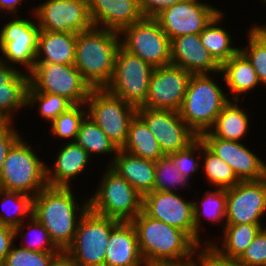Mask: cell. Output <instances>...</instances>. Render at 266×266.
<instances>
[{"instance_id":"6da1fadb","label":"cell","mask_w":266,"mask_h":266,"mask_svg":"<svg viewBox=\"0 0 266 266\" xmlns=\"http://www.w3.org/2000/svg\"><path fill=\"white\" fill-rule=\"evenodd\" d=\"M73 190L47 185L33 197L32 216L46 228L61 251L73 243L78 223L89 209V197L84 196L83 203L77 202Z\"/></svg>"},{"instance_id":"7a4b0ae2","label":"cell","mask_w":266,"mask_h":266,"mask_svg":"<svg viewBox=\"0 0 266 266\" xmlns=\"http://www.w3.org/2000/svg\"><path fill=\"white\" fill-rule=\"evenodd\" d=\"M131 222L145 265L193 259L202 250L184 231L152 219L143 211Z\"/></svg>"},{"instance_id":"3957f363","label":"cell","mask_w":266,"mask_h":266,"mask_svg":"<svg viewBox=\"0 0 266 266\" xmlns=\"http://www.w3.org/2000/svg\"><path fill=\"white\" fill-rule=\"evenodd\" d=\"M120 46V33L113 30L93 26L76 34L74 66L92 89H103L110 83Z\"/></svg>"},{"instance_id":"277c9868","label":"cell","mask_w":266,"mask_h":266,"mask_svg":"<svg viewBox=\"0 0 266 266\" xmlns=\"http://www.w3.org/2000/svg\"><path fill=\"white\" fill-rule=\"evenodd\" d=\"M219 74L221 77L217 76ZM214 76L213 73L192 74L179 110L180 117L197 136L214 126L217 116L230 101L226 90L223 91L214 80L224 78L222 72H216Z\"/></svg>"},{"instance_id":"5b68a950","label":"cell","mask_w":266,"mask_h":266,"mask_svg":"<svg viewBox=\"0 0 266 266\" xmlns=\"http://www.w3.org/2000/svg\"><path fill=\"white\" fill-rule=\"evenodd\" d=\"M21 136L6 155L0 174V189L35 197L47 186L46 163Z\"/></svg>"},{"instance_id":"8992f818","label":"cell","mask_w":266,"mask_h":266,"mask_svg":"<svg viewBox=\"0 0 266 266\" xmlns=\"http://www.w3.org/2000/svg\"><path fill=\"white\" fill-rule=\"evenodd\" d=\"M103 172L94 194L89 196V209L120 222H131L142 211L143 197L109 166Z\"/></svg>"},{"instance_id":"52a82bcc","label":"cell","mask_w":266,"mask_h":266,"mask_svg":"<svg viewBox=\"0 0 266 266\" xmlns=\"http://www.w3.org/2000/svg\"><path fill=\"white\" fill-rule=\"evenodd\" d=\"M119 222L88 209L78 223L73 243L65 252L78 266H104L110 233Z\"/></svg>"},{"instance_id":"ba28073f","label":"cell","mask_w":266,"mask_h":266,"mask_svg":"<svg viewBox=\"0 0 266 266\" xmlns=\"http://www.w3.org/2000/svg\"><path fill=\"white\" fill-rule=\"evenodd\" d=\"M86 107L87 115L121 149L127 140L129 126L137 114V108L105 88L92 89L86 100Z\"/></svg>"},{"instance_id":"9c48e42d","label":"cell","mask_w":266,"mask_h":266,"mask_svg":"<svg viewBox=\"0 0 266 266\" xmlns=\"http://www.w3.org/2000/svg\"><path fill=\"white\" fill-rule=\"evenodd\" d=\"M30 12L33 15L31 18H23L22 15L11 16L10 21L3 24L0 30V60L18 69L22 66L28 74L36 63L40 33L36 17L32 19L33 9H30Z\"/></svg>"},{"instance_id":"30bf717a","label":"cell","mask_w":266,"mask_h":266,"mask_svg":"<svg viewBox=\"0 0 266 266\" xmlns=\"http://www.w3.org/2000/svg\"><path fill=\"white\" fill-rule=\"evenodd\" d=\"M153 71L154 67L120 46L115 57L112 79L105 89L139 108L147 99Z\"/></svg>"},{"instance_id":"8fae6325","label":"cell","mask_w":266,"mask_h":266,"mask_svg":"<svg viewBox=\"0 0 266 266\" xmlns=\"http://www.w3.org/2000/svg\"><path fill=\"white\" fill-rule=\"evenodd\" d=\"M121 46L152 67L171 64V41L155 18H142L120 32Z\"/></svg>"},{"instance_id":"7c38bea8","label":"cell","mask_w":266,"mask_h":266,"mask_svg":"<svg viewBox=\"0 0 266 266\" xmlns=\"http://www.w3.org/2000/svg\"><path fill=\"white\" fill-rule=\"evenodd\" d=\"M29 85L37 92L61 95L73 104H86L92 87L74 65L35 63Z\"/></svg>"},{"instance_id":"4fadbf2b","label":"cell","mask_w":266,"mask_h":266,"mask_svg":"<svg viewBox=\"0 0 266 266\" xmlns=\"http://www.w3.org/2000/svg\"><path fill=\"white\" fill-rule=\"evenodd\" d=\"M33 7L40 30L77 34L93 27L88 0H44Z\"/></svg>"},{"instance_id":"5bb4252c","label":"cell","mask_w":266,"mask_h":266,"mask_svg":"<svg viewBox=\"0 0 266 266\" xmlns=\"http://www.w3.org/2000/svg\"><path fill=\"white\" fill-rule=\"evenodd\" d=\"M221 11L207 1L181 0L155 19L171 41L179 36L199 34Z\"/></svg>"},{"instance_id":"9a60e30c","label":"cell","mask_w":266,"mask_h":266,"mask_svg":"<svg viewBox=\"0 0 266 266\" xmlns=\"http://www.w3.org/2000/svg\"><path fill=\"white\" fill-rule=\"evenodd\" d=\"M226 201V225L263 224L266 177L256 181H240L234 187L227 188Z\"/></svg>"},{"instance_id":"2e32d148","label":"cell","mask_w":266,"mask_h":266,"mask_svg":"<svg viewBox=\"0 0 266 266\" xmlns=\"http://www.w3.org/2000/svg\"><path fill=\"white\" fill-rule=\"evenodd\" d=\"M137 114L154 134L164 155L185 149L199 137L177 111L139 107Z\"/></svg>"},{"instance_id":"e0dca14e","label":"cell","mask_w":266,"mask_h":266,"mask_svg":"<svg viewBox=\"0 0 266 266\" xmlns=\"http://www.w3.org/2000/svg\"><path fill=\"white\" fill-rule=\"evenodd\" d=\"M192 74L172 64L154 68L143 108L179 112Z\"/></svg>"},{"instance_id":"ac0fdd59","label":"cell","mask_w":266,"mask_h":266,"mask_svg":"<svg viewBox=\"0 0 266 266\" xmlns=\"http://www.w3.org/2000/svg\"><path fill=\"white\" fill-rule=\"evenodd\" d=\"M181 192L152 191L143 196L142 211L152 219L184 231L195 242L193 200Z\"/></svg>"},{"instance_id":"d6986e66","label":"cell","mask_w":266,"mask_h":266,"mask_svg":"<svg viewBox=\"0 0 266 266\" xmlns=\"http://www.w3.org/2000/svg\"><path fill=\"white\" fill-rule=\"evenodd\" d=\"M199 137L212 153L234 170L240 181H256L266 177L263 160L243 142L215 137L210 131Z\"/></svg>"},{"instance_id":"ffe728a7","label":"cell","mask_w":266,"mask_h":266,"mask_svg":"<svg viewBox=\"0 0 266 266\" xmlns=\"http://www.w3.org/2000/svg\"><path fill=\"white\" fill-rule=\"evenodd\" d=\"M171 64L191 74H214L221 66L202 45L200 34H188L171 40Z\"/></svg>"},{"instance_id":"44dd1931","label":"cell","mask_w":266,"mask_h":266,"mask_svg":"<svg viewBox=\"0 0 266 266\" xmlns=\"http://www.w3.org/2000/svg\"><path fill=\"white\" fill-rule=\"evenodd\" d=\"M64 144V145H63ZM51 166L46 164L48 186L72 187V180L80 177L92 162L86 150L74 142H63Z\"/></svg>"},{"instance_id":"7402d4cb","label":"cell","mask_w":266,"mask_h":266,"mask_svg":"<svg viewBox=\"0 0 266 266\" xmlns=\"http://www.w3.org/2000/svg\"><path fill=\"white\" fill-rule=\"evenodd\" d=\"M94 27L121 32L143 18L138 0H88Z\"/></svg>"},{"instance_id":"603a6c76","label":"cell","mask_w":266,"mask_h":266,"mask_svg":"<svg viewBox=\"0 0 266 266\" xmlns=\"http://www.w3.org/2000/svg\"><path fill=\"white\" fill-rule=\"evenodd\" d=\"M28 88L29 74L0 60V122H13L17 111L27 109Z\"/></svg>"},{"instance_id":"cb8c5ba5","label":"cell","mask_w":266,"mask_h":266,"mask_svg":"<svg viewBox=\"0 0 266 266\" xmlns=\"http://www.w3.org/2000/svg\"><path fill=\"white\" fill-rule=\"evenodd\" d=\"M263 227L264 224L225 225L220 241H211L206 251L220 262L235 263Z\"/></svg>"},{"instance_id":"d4e9b609","label":"cell","mask_w":266,"mask_h":266,"mask_svg":"<svg viewBox=\"0 0 266 266\" xmlns=\"http://www.w3.org/2000/svg\"><path fill=\"white\" fill-rule=\"evenodd\" d=\"M104 266H145L132 222H119L111 231Z\"/></svg>"},{"instance_id":"484cf974","label":"cell","mask_w":266,"mask_h":266,"mask_svg":"<svg viewBox=\"0 0 266 266\" xmlns=\"http://www.w3.org/2000/svg\"><path fill=\"white\" fill-rule=\"evenodd\" d=\"M155 163L156 161L143 159L119 149L109 167L143 197L154 191Z\"/></svg>"},{"instance_id":"4316f807","label":"cell","mask_w":266,"mask_h":266,"mask_svg":"<svg viewBox=\"0 0 266 266\" xmlns=\"http://www.w3.org/2000/svg\"><path fill=\"white\" fill-rule=\"evenodd\" d=\"M221 72L224 77L222 80L228 88L225 86L229 100L240 101L242 97L244 101L249 91L262 86L251 62L240 50L221 66Z\"/></svg>"},{"instance_id":"83f0119b","label":"cell","mask_w":266,"mask_h":266,"mask_svg":"<svg viewBox=\"0 0 266 266\" xmlns=\"http://www.w3.org/2000/svg\"><path fill=\"white\" fill-rule=\"evenodd\" d=\"M213 189V190H212ZM210 190H205L204 196L199 200H193V214H194V227H195V243L202 249L206 250L208 244L212 241L211 238H206L202 240L201 231L202 228V218L216 223L217 225H222L223 229L226 225V189L223 188H212ZM202 221V222H201ZM223 222V223H222Z\"/></svg>"},{"instance_id":"f1b7e54d","label":"cell","mask_w":266,"mask_h":266,"mask_svg":"<svg viewBox=\"0 0 266 266\" xmlns=\"http://www.w3.org/2000/svg\"><path fill=\"white\" fill-rule=\"evenodd\" d=\"M76 34L40 30L36 63L74 65Z\"/></svg>"},{"instance_id":"f546056e","label":"cell","mask_w":266,"mask_h":266,"mask_svg":"<svg viewBox=\"0 0 266 266\" xmlns=\"http://www.w3.org/2000/svg\"><path fill=\"white\" fill-rule=\"evenodd\" d=\"M244 101L230 100L217 116L214 126L209 130L215 137L225 140L243 141L249 133V113L243 109ZM241 103V104H240Z\"/></svg>"},{"instance_id":"4dcf8cb0","label":"cell","mask_w":266,"mask_h":266,"mask_svg":"<svg viewBox=\"0 0 266 266\" xmlns=\"http://www.w3.org/2000/svg\"><path fill=\"white\" fill-rule=\"evenodd\" d=\"M225 16L223 11L219 12L199 33L202 45L220 66L240 50V47L233 46L234 40L230 34L232 32L220 25L221 21L224 22Z\"/></svg>"},{"instance_id":"1f68e13d","label":"cell","mask_w":266,"mask_h":266,"mask_svg":"<svg viewBox=\"0 0 266 266\" xmlns=\"http://www.w3.org/2000/svg\"><path fill=\"white\" fill-rule=\"evenodd\" d=\"M121 149L137 157L153 161L165 156L154 134L138 114L130 123L127 140Z\"/></svg>"},{"instance_id":"d6a6232c","label":"cell","mask_w":266,"mask_h":266,"mask_svg":"<svg viewBox=\"0 0 266 266\" xmlns=\"http://www.w3.org/2000/svg\"><path fill=\"white\" fill-rule=\"evenodd\" d=\"M75 143L87 151L92 158L94 155H111L109 166L119 150L116 145L107 137L93 119L86 115L82 120ZM113 155V157H112Z\"/></svg>"},{"instance_id":"836d02e7","label":"cell","mask_w":266,"mask_h":266,"mask_svg":"<svg viewBox=\"0 0 266 266\" xmlns=\"http://www.w3.org/2000/svg\"><path fill=\"white\" fill-rule=\"evenodd\" d=\"M0 224L17 228L32 217L33 196L0 189Z\"/></svg>"},{"instance_id":"e575fe53","label":"cell","mask_w":266,"mask_h":266,"mask_svg":"<svg viewBox=\"0 0 266 266\" xmlns=\"http://www.w3.org/2000/svg\"><path fill=\"white\" fill-rule=\"evenodd\" d=\"M201 171L206 180L214 188H231L240 182L234 170L222 159L212 153L202 141ZM214 185V186H213Z\"/></svg>"},{"instance_id":"d590c367","label":"cell","mask_w":266,"mask_h":266,"mask_svg":"<svg viewBox=\"0 0 266 266\" xmlns=\"http://www.w3.org/2000/svg\"><path fill=\"white\" fill-rule=\"evenodd\" d=\"M247 46L240 51L251 62L258 79L266 88V29L263 26H251L247 32Z\"/></svg>"},{"instance_id":"8d00e7d4","label":"cell","mask_w":266,"mask_h":266,"mask_svg":"<svg viewBox=\"0 0 266 266\" xmlns=\"http://www.w3.org/2000/svg\"><path fill=\"white\" fill-rule=\"evenodd\" d=\"M74 104L61 95L35 91L30 85L27 91V108H36L43 121L51 123ZM36 106V107H35ZM38 106V107H37Z\"/></svg>"},{"instance_id":"74e56055","label":"cell","mask_w":266,"mask_h":266,"mask_svg":"<svg viewBox=\"0 0 266 266\" xmlns=\"http://www.w3.org/2000/svg\"><path fill=\"white\" fill-rule=\"evenodd\" d=\"M27 223V224H26ZM27 227V228H26ZM26 228V231H23ZM15 230V240L21 238L20 245L22 248L39 251V252H61V250L53 243L46 228L38 222L33 216L29 220L23 221ZM24 233V234H22ZM20 234V235H19ZM31 238L24 243L23 238L29 236ZM28 238V237H27Z\"/></svg>"},{"instance_id":"f35d334b","label":"cell","mask_w":266,"mask_h":266,"mask_svg":"<svg viewBox=\"0 0 266 266\" xmlns=\"http://www.w3.org/2000/svg\"><path fill=\"white\" fill-rule=\"evenodd\" d=\"M86 115V104H74L50 123L51 136L63 139L66 143L74 142L78 135L80 124Z\"/></svg>"},{"instance_id":"ab89813d","label":"cell","mask_w":266,"mask_h":266,"mask_svg":"<svg viewBox=\"0 0 266 266\" xmlns=\"http://www.w3.org/2000/svg\"><path fill=\"white\" fill-rule=\"evenodd\" d=\"M190 185L191 182L177 170L167 155L156 161L154 190L179 192L178 189L188 190Z\"/></svg>"},{"instance_id":"60d3db41","label":"cell","mask_w":266,"mask_h":266,"mask_svg":"<svg viewBox=\"0 0 266 266\" xmlns=\"http://www.w3.org/2000/svg\"><path fill=\"white\" fill-rule=\"evenodd\" d=\"M198 152V153H197ZM177 170L188 180L201 169L202 140L198 137L185 149L167 155ZM199 157V158H198ZM199 161V162H198Z\"/></svg>"},{"instance_id":"b9f144b4","label":"cell","mask_w":266,"mask_h":266,"mask_svg":"<svg viewBox=\"0 0 266 266\" xmlns=\"http://www.w3.org/2000/svg\"><path fill=\"white\" fill-rule=\"evenodd\" d=\"M15 245L6 255L2 266H50L54 257L60 253L32 251Z\"/></svg>"},{"instance_id":"7bdbcfd3","label":"cell","mask_w":266,"mask_h":266,"mask_svg":"<svg viewBox=\"0 0 266 266\" xmlns=\"http://www.w3.org/2000/svg\"><path fill=\"white\" fill-rule=\"evenodd\" d=\"M234 264L236 266H266V227L259 231Z\"/></svg>"},{"instance_id":"ee69618b","label":"cell","mask_w":266,"mask_h":266,"mask_svg":"<svg viewBox=\"0 0 266 266\" xmlns=\"http://www.w3.org/2000/svg\"><path fill=\"white\" fill-rule=\"evenodd\" d=\"M13 122H0V174L7 153L13 144L21 137Z\"/></svg>"},{"instance_id":"f6af8a7d","label":"cell","mask_w":266,"mask_h":266,"mask_svg":"<svg viewBox=\"0 0 266 266\" xmlns=\"http://www.w3.org/2000/svg\"><path fill=\"white\" fill-rule=\"evenodd\" d=\"M181 0H138L139 10L144 18H155L163 10Z\"/></svg>"},{"instance_id":"bcb514c9","label":"cell","mask_w":266,"mask_h":266,"mask_svg":"<svg viewBox=\"0 0 266 266\" xmlns=\"http://www.w3.org/2000/svg\"><path fill=\"white\" fill-rule=\"evenodd\" d=\"M15 242V230L0 224V266Z\"/></svg>"},{"instance_id":"7dc6e473","label":"cell","mask_w":266,"mask_h":266,"mask_svg":"<svg viewBox=\"0 0 266 266\" xmlns=\"http://www.w3.org/2000/svg\"><path fill=\"white\" fill-rule=\"evenodd\" d=\"M25 0H0V14L7 16H19L17 11L23 6ZM27 1V0H26Z\"/></svg>"},{"instance_id":"c3c4849f","label":"cell","mask_w":266,"mask_h":266,"mask_svg":"<svg viewBox=\"0 0 266 266\" xmlns=\"http://www.w3.org/2000/svg\"><path fill=\"white\" fill-rule=\"evenodd\" d=\"M205 250H201L193 259L181 261L152 262L145 266H200V255Z\"/></svg>"},{"instance_id":"681fc988","label":"cell","mask_w":266,"mask_h":266,"mask_svg":"<svg viewBox=\"0 0 266 266\" xmlns=\"http://www.w3.org/2000/svg\"><path fill=\"white\" fill-rule=\"evenodd\" d=\"M50 266H78V265L65 251H61L54 257Z\"/></svg>"},{"instance_id":"f907efd6","label":"cell","mask_w":266,"mask_h":266,"mask_svg":"<svg viewBox=\"0 0 266 266\" xmlns=\"http://www.w3.org/2000/svg\"><path fill=\"white\" fill-rule=\"evenodd\" d=\"M200 266H232V263L220 262L205 250L200 255Z\"/></svg>"},{"instance_id":"816d5d0a","label":"cell","mask_w":266,"mask_h":266,"mask_svg":"<svg viewBox=\"0 0 266 266\" xmlns=\"http://www.w3.org/2000/svg\"><path fill=\"white\" fill-rule=\"evenodd\" d=\"M251 26H263L266 29V24L265 25H260V24L258 25V23L257 24L254 23V24H251Z\"/></svg>"},{"instance_id":"f5cc1de1","label":"cell","mask_w":266,"mask_h":266,"mask_svg":"<svg viewBox=\"0 0 266 266\" xmlns=\"http://www.w3.org/2000/svg\"><path fill=\"white\" fill-rule=\"evenodd\" d=\"M263 165H264V170H265V173H266V163H265V161H263Z\"/></svg>"},{"instance_id":"db71d44e","label":"cell","mask_w":266,"mask_h":266,"mask_svg":"<svg viewBox=\"0 0 266 266\" xmlns=\"http://www.w3.org/2000/svg\"><path fill=\"white\" fill-rule=\"evenodd\" d=\"M262 2L261 3H263V5L265 4L266 5V0H261Z\"/></svg>"}]
</instances>
